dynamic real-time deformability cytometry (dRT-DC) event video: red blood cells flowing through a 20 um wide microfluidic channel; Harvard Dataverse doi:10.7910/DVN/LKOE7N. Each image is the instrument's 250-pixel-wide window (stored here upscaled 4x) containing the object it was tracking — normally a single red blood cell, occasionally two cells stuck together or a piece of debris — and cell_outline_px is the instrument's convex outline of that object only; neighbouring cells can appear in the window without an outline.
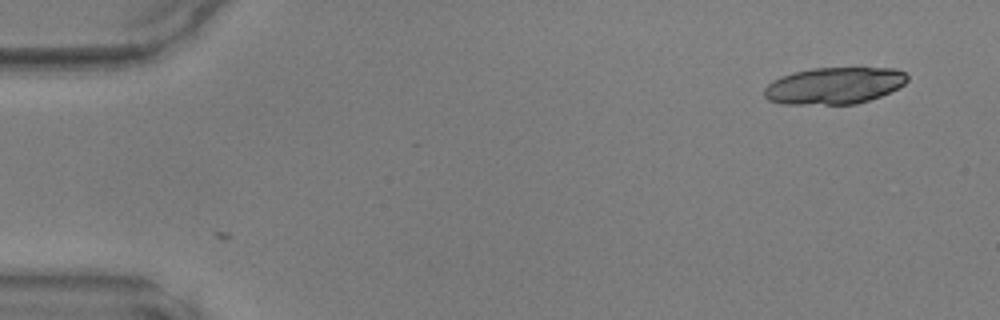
{"species": "common noctule bat (a hibernating species)", "species_latin": "Nyctalus noctula", "temperature_condition": "warm", "stored_images_in_passage": 3, "camera_frame_rate_fps": 3000, "um_per_image_px": 0.085, "animal": {"sex": "male", "body_mass_g": 17.9, "forearm_length_mm": 54.2}, "frame": {"image": 1, "passage_image": 3, "time_ms": 0.667, "image_size_px": [1000, 320], "cell_outline_px": [[908, 80], [904, 84], [880, 96], [856, 104], [784, 104], [768, 100], [764, 96], [764, 88], [772, 80], [780, 76], [812, 68], [896, 68], [904, 72], [908, 76]], "centroid_in_image_um": [70.89, 7.28], "position_along_channel_um": 14.1, "area_um2": 30.58}}